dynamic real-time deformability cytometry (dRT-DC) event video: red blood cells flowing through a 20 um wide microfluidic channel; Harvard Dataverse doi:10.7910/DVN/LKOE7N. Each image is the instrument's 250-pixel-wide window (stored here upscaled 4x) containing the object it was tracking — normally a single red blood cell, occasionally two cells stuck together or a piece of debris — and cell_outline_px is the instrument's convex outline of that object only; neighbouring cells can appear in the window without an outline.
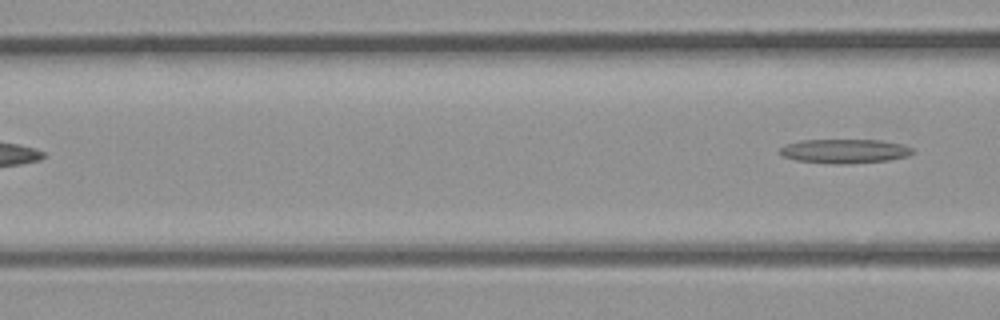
{"species": "common noctule bat (a hibernating species)", "species_latin": "Nyctalus noctula", "temperature_condition": "room temperature", "stored_images_in_passage": 4, "camera_frame_rate_fps": 3000, "um_per_image_px": 0.085, "animal": {"sex": "male", "body_mass_g": 23.1, "forearm_length_mm": 52.7}, "frame": {"image": 1, "passage_image": 4, "time_ms": 1.0, "image_size_px": [1000, 320], "cell_outline_px": [[912, 152], [908, 156], [888, 160], [844, 164], [840, 164], [796, 160], [780, 156], [776, 152], [780, 148], [788, 144], [800, 140], [880, 140], [900, 144], [912, 148]], "centroid_in_image_um": [71.72, 12.84], "position_along_channel_um": 94.9, "area_um2": 18.55}}